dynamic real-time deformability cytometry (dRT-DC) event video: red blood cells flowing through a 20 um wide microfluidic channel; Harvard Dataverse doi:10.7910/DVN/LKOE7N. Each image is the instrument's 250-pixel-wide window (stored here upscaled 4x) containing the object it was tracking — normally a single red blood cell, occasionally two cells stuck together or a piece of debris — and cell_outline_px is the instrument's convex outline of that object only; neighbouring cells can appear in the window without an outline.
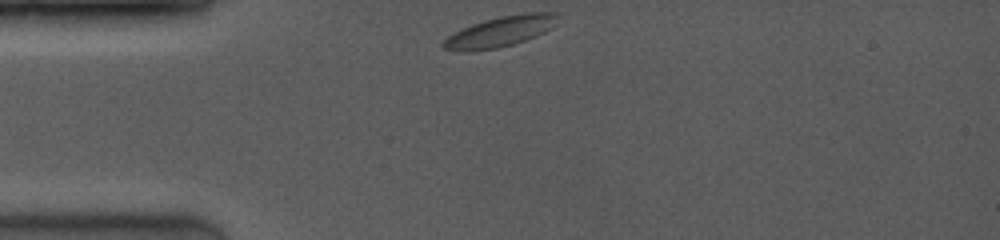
{"species": "common noctule bat (a hibernating species)", "species_latin": "Nyctalus noctula", "temperature_condition": "room temperature", "stored_images_in_passage": 43, "camera_frame_rate_fps": 4000, "um_per_image_px": 0.085, "animal": {"sex": "female", "body_mass_g": 19.0, "forearm_length_mm": 53.3}, "frame": {"image": 1, "passage_image": 1, "time_ms": 0.0, "image_size_px": [1000, 240], "cell_outline_px": [[560, 16], [552, 28], [536, 36], [500, 48], [464, 52], [456, 52], [444, 48], [440, 44], [448, 36], [472, 24], [504, 16], [524, 12], [556, 12]], "centroid_in_image_um": [42.54, 2.69], "position_along_channel_um": 42.5, "area_um2": 20.23}}
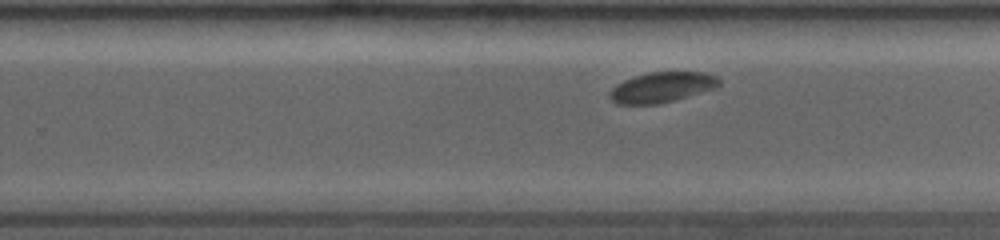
{"frame": {"image": 2, "passage_image": 27, "time_ms": 6.5, "image_size_px": [1000, 240], "cell_outline_px": [[720, 84], [716, 88], [676, 100], [656, 104], [616, 104], [608, 96], [608, 92], [616, 84], [624, 80], [648, 72], [700, 72], [716, 76], [720, 80]], "centroid_in_image_um": [56.24, 7.42], "position_along_channel_um": 273.6, "area_um2": 19.36}}
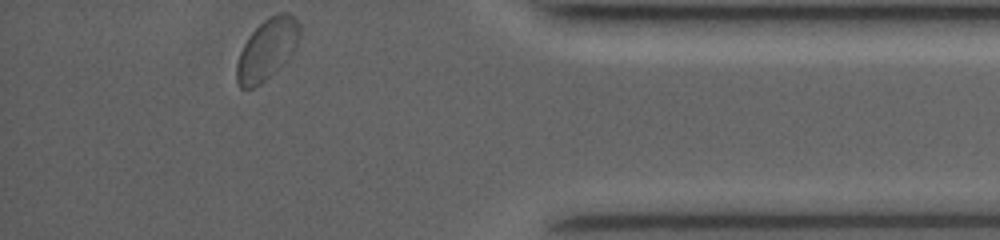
{"frame": {"image": 3, "passage_image": 43, "time_ms": 10.5, "image_size_px": [1000, 240], "cell_outline_px": [[300, 32], [296, 48], [288, 60], [260, 84], [252, 88], [240, 88], [236, 84], [236, 64], [240, 52], [248, 36], [264, 20], [280, 12], [288, 12], [300, 24]], "centroid_in_image_um": [22.69, 4.21], "position_along_channel_um": 412.5, "area_um2": 22.37}, "authors_computed_cell_mechanics": {"area_um2": 19.8254, "velocity_mm_per_s": 3.9286, "shape_relaxation_time_tau1_ms": 2.1989, "shape_relaxation_time_tau2_ms": null, "deformation_change_tau1": 0.0499, "deformation_change_tau2": null}}